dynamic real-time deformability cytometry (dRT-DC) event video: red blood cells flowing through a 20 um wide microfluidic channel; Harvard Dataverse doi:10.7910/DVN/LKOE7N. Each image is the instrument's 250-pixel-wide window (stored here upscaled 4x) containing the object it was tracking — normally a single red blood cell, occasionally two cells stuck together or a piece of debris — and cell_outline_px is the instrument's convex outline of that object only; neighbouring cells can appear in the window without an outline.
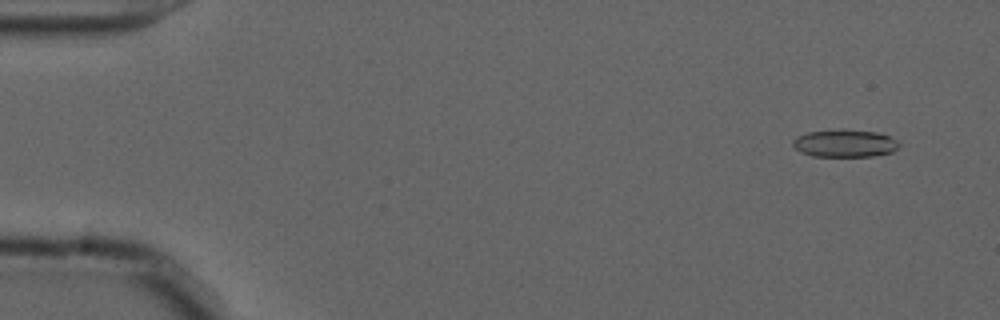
{"species": "common noctule bat (a hibernating species)", "species_latin": "Nyctalus noctula", "temperature_condition": "cold", "stored_images_in_passage": 55, "camera_frame_rate_fps": 3000, "um_per_image_px": 0.085, "animal": {"sex": "male", "forearm_length_mm": 52.5}, "frame": {"image": 1, "passage_image": 4, "time_ms": 1.0, "image_size_px": [1000, 320], "cell_outline_px": [[900, 144], [892, 152], [872, 156], [812, 156], [800, 152], [792, 144], [792, 140], [796, 136], [808, 132], [876, 132], [888, 136], [896, 140]], "centroid_in_image_um": [71.78, 12.23], "position_along_channel_um": 13.2, "area_um2": 16.18}}
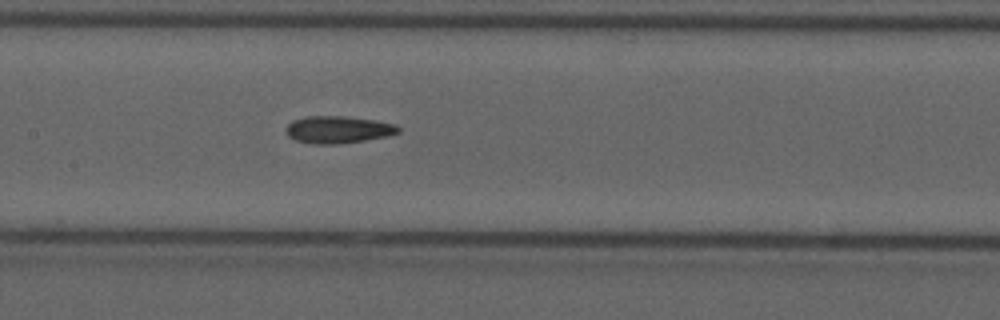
{"frame": {"image": 2, "passage_image": 27, "time_ms": 8.667, "image_size_px": [1000, 320], "cell_outline_px": [[400, 132], [384, 136], [364, 140], [332, 144], [312, 144], [296, 140], [288, 136], [288, 124], [292, 120], [304, 116], [344, 116], [372, 120], [396, 124], [400, 128]], "centroid_in_image_um": [28.72, 11.01], "position_along_channel_um": 178.7, "area_um2": 17.51}}
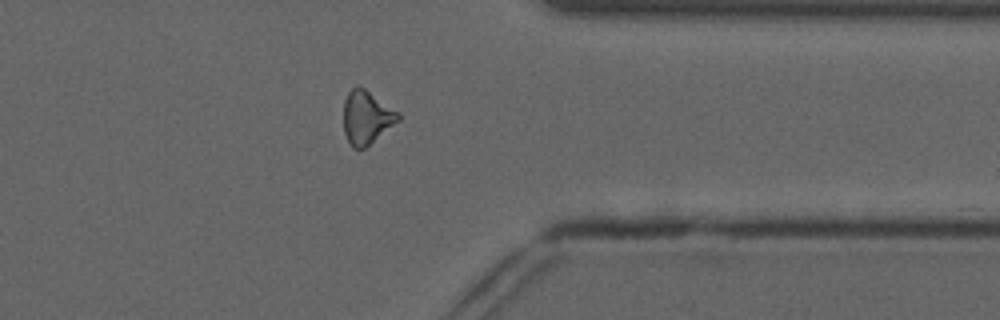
{"frame": {"image": 3, "passage_image": 44, "time_ms": 14.333, "image_size_px": [1000, 320], "cell_outline_px": [[400, 120], [364, 148], [352, 148], [344, 132], [344, 100], [348, 92], [356, 84], [364, 88], [400, 112]], "centroid_in_image_um": [31.16, 9.95], "position_along_channel_um": 380.2, "area_um2": 16.94}, "authors_computed_cell_mechanics": {"area_um2": 17.2822, "velocity_mm_per_s": 3.7079, "shape_relaxation_time_tau1_ms": null, "shape_relaxation_time_tau2_ms": 7.0243, "deformation_change_tau1": null, "deformation_change_tau2": 0.1855}}